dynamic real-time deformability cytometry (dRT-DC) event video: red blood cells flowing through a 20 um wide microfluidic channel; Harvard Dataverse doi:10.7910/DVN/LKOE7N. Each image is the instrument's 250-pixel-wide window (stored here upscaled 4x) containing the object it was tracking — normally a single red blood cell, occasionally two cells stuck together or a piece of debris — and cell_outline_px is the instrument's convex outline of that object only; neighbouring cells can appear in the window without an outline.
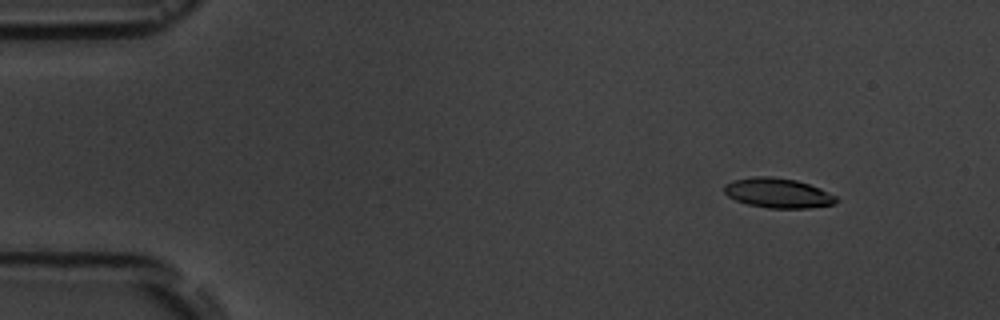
{"species": "common noctule bat (a hibernating species)", "species_latin": "Nyctalus noctula", "temperature_condition": "room temperature", "stored_images_in_passage": 6, "segment_of_instrument_passage": [2, 2], "camera_frame_rate_fps": 3000, "um_per_image_px": 0.085, "animal": {"sex": "male", "body_mass_g": 19.5, "forearm_length_mm": 54.6}, "frame": {"image": 1, "passage_image": 6, "time_ms": 6.333, "image_size_px": [1000, 320], "cell_outline_px": [[840, 200], [832, 204], [808, 208], [768, 208], [748, 204], [736, 200], [728, 196], [724, 192], [724, 184], [732, 180], [756, 176], [772, 176], [796, 180], [820, 188], [836, 196]], "centroid_in_image_um": [66.11, 16.4], "position_along_channel_um": 18.9, "area_um2": 19.42}}